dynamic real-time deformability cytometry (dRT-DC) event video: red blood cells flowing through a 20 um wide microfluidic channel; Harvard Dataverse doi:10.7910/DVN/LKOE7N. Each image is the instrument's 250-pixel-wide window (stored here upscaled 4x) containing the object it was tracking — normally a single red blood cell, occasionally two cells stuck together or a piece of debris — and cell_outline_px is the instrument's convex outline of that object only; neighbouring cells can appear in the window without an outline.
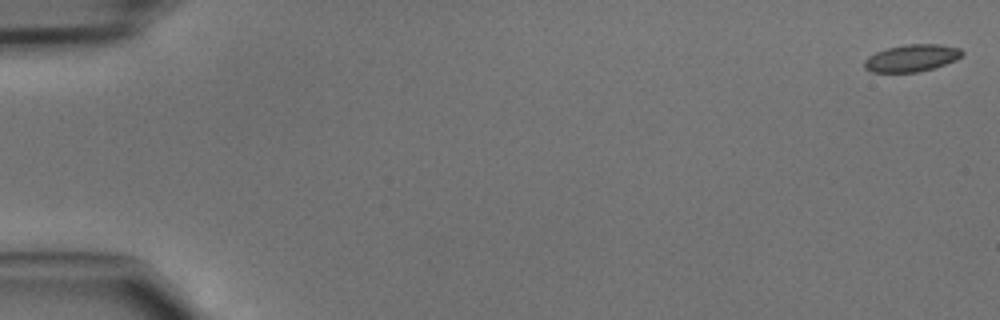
{"species": "common noctule bat (a hibernating species)", "species_latin": "Nyctalus noctula", "temperature_condition": "cold", "stored_images_in_passage": 47, "camera_frame_rate_fps": 3000, "um_per_image_px": 0.085, "animal": {"sex": "male", "body_mass_g": 15.6}, "frame": {"image": 1, "passage_image": 1, "time_ms": 0.0, "image_size_px": [1000, 320], "cell_outline_px": [[964, 52], [956, 60], [932, 68], [916, 72], [872, 72], [864, 68], [864, 60], [868, 56], [876, 52], [888, 48], [908, 44], [940, 44], [960, 48]], "centroid_in_image_um": [77.48, 4.93], "position_along_channel_um": 7.5, "area_um2": 15.32}}
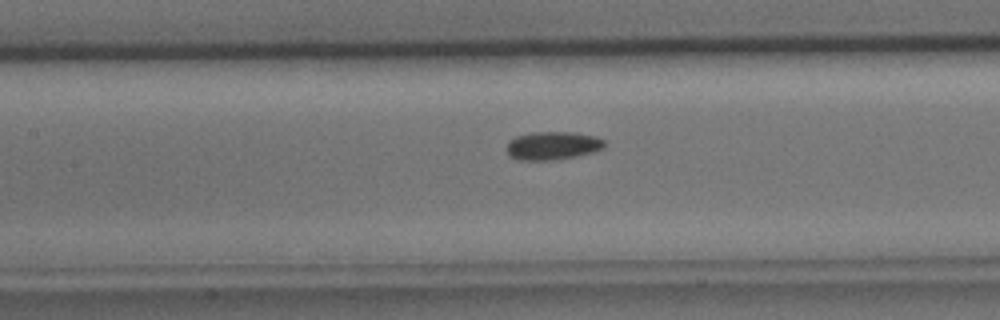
{"frame": {"image": 2, "passage_image": 22, "time_ms": 7.0, "image_size_px": [1000, 320], "cell_outline_px": [[604, 148], [592, 152], [552, 160], [520, 160], [508, 156], [504, 148], [508, 140], [516, 136], [532, 132], [576, 132], [596, 136], [604, 140]], "centroid_in_image_um": [46.9, 12.37], "position_along_channel_um": 160.5, "area_um2": 16.24}}
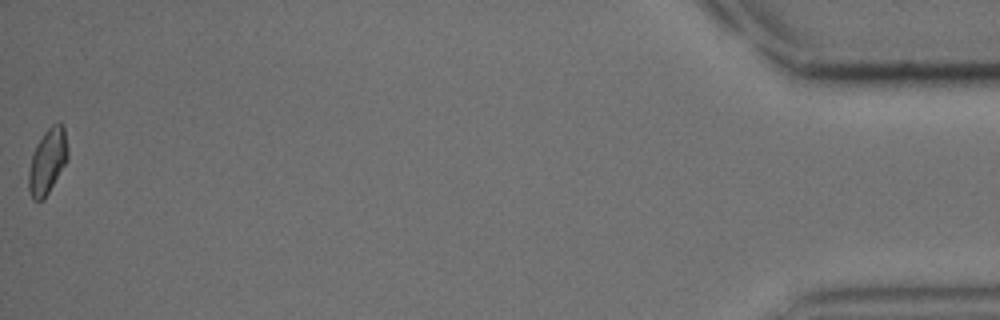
{"frame": {"image": 3, "passage_image": 47, "time_ms": 15.333, "image_size_px": [1000, 320], "cell_outline_px": [[68, 160], [44, 200], [32, 200], [28, 188], [28, 172], [32, 152], [36, 144], [44, 132], [52, 124], [64, 124], [68, 148]], "centroid_in_image_um": [4.04, 13.72], "position_along_channel_um": 431.2, "area_um2": 15.14}}